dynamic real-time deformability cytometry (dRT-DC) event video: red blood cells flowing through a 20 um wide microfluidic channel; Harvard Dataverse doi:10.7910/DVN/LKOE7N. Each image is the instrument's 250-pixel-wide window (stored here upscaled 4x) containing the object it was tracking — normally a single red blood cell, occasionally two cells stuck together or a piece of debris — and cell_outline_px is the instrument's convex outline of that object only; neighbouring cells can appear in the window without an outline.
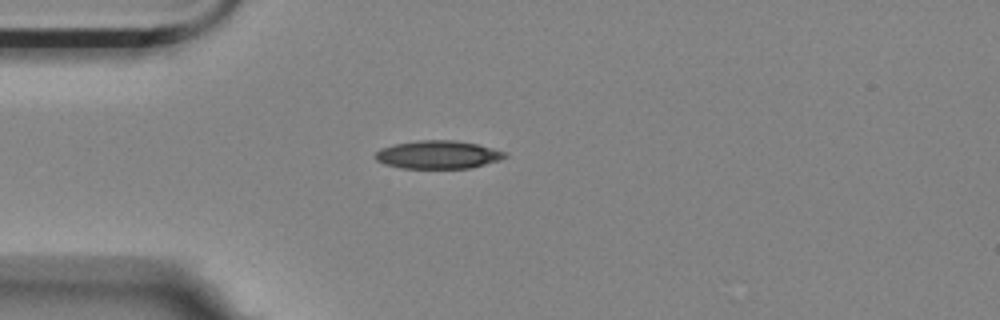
{"species": "Egyptian fruit bat (a non-hibernating species)", "species_latin": "Rousettus aegyptiacus", "temperature_condition": "room temperature", "stored_images_in_passage": 1, "camera_frame_rate_fps": 3000, "um_per_image_px": 0.085, "animal": {"sex": "female"}, "frame": {"image": 1, "passage_image": 1, "time_ms": 0.0, "image_size_px": [1000, 320], "cell_outline_px": [[508, 156], [500, 160], [472, 168], [400, 168], [384, 164], [376, 160], [376, 152], [380, 148], [396, 144], [416, 140], [456, 140], [476, 144], [492, 148], [504, 152]], "centroid_in_image_um": [37.23, 13.15], "position_along_channel_um": 47.8, "area_um2": 21.21}}